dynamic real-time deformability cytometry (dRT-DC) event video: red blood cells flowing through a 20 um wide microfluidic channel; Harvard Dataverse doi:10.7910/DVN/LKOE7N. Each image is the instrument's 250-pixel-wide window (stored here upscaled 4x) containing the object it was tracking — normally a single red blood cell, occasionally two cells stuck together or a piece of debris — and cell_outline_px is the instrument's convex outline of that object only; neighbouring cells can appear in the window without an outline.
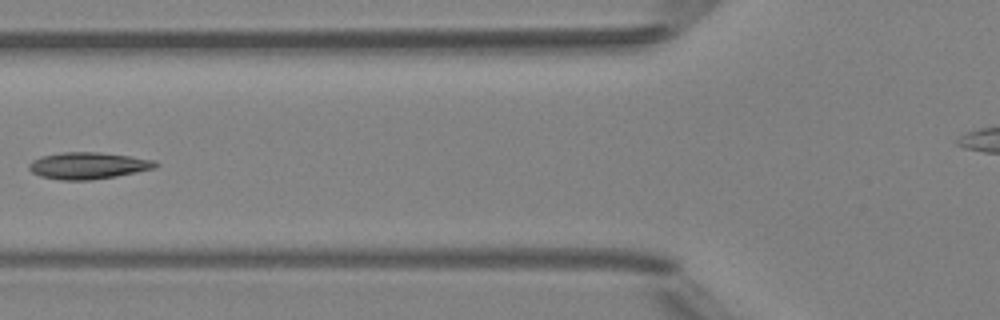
{"species": "Egyptian fruit bat (a non-hibernating species)", "species_latin": "Rousettus aegyptiacus", "temperature_condition": "room temperature", "stored_images_in_passage": 6, "segment_of_instrument_passage": [1, 2], "camera_frame_rate_fps": 3000, "um_per_image_px": 0.085, "animal": {"sex": "female"}, "frame": {"image": 1, "passage_image": 5, "time_ms": 4.667, "image_size_px": [1000, 320], "cell_outline_px": [[160, 164], [156, 168], [116, 176], [92, 180], [60, 180], [40, 176], [32, 172], [28, 168], [28, 164], [32, 160], [40, 156], [64, 152], [100, 152], [132, 156], [156, 160]], "centroid_in_image_um": [7.51, 14.07], "position_along_channel_um": 118.3, "area_um2": 19.94}}